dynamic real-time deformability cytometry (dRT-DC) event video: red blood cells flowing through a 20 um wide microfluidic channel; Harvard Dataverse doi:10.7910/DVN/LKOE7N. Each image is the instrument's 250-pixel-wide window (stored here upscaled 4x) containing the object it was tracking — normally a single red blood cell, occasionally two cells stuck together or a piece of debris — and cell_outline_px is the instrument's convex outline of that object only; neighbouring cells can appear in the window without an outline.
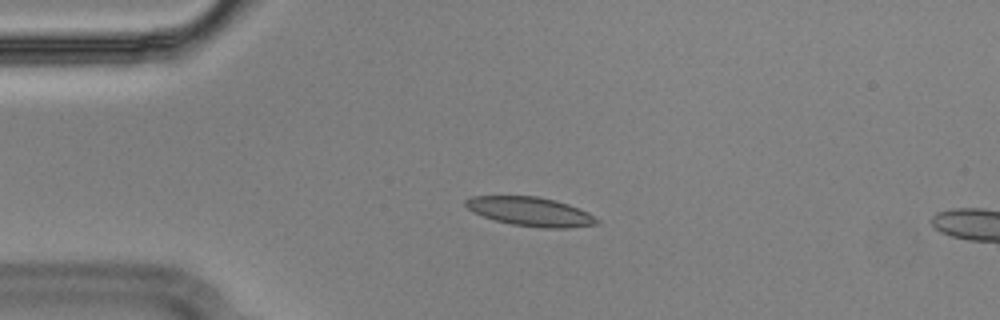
{"species": "Egyptian fruit bat (a non-hibernating species)", "species_latin": "Rousettus aegyptiacus", "temperature_condition": "cold", "stored_images_in_passage": 16, "camera_frame_rate_fps": 3000, "um_per_image_px": 0.085, "animal": {"sex": "male"}, "frame": {"image": 1, "passage_image": 12, "time_ms": 3.667, "image_size_px": [1000, 320], "cell_outline_px": [[600, 224], [568, 228], [544, 228], [512, 224], [496, 220], [472, 212], [464, 204], [464, 200], [468, 196], [536, 196], [568, 204], [588, 212], [600, 220]], "centroid_in_image_um": [45.09, 17.98], "position_along_channel_um": 39.9, "area_um2": 22.14}}